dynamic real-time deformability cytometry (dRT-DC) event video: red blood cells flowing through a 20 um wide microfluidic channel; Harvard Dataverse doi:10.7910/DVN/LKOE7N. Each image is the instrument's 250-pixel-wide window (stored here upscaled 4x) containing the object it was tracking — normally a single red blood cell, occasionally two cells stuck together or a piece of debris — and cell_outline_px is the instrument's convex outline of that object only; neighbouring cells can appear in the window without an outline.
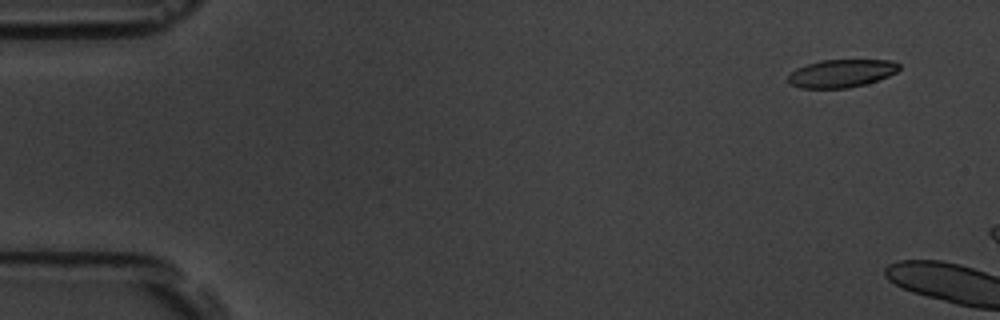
{"species": "common noctule bat (a hibernating species)", "species_latin": "Nyctalus noctula", "temperature_condition": "room temperature", "stored_images_in_passage": 5, "camera_frame_rate_fps": 3000, "um_per_image_px": 0.085, "animal": {"sex": "male", "body_mass_g": 19.5, "forearm_length_mm": 54.6}, "frame": {"image": 1, "passage_image": 1, "time_ms": 0.0, "image_size_px": [1000, 320], "cell_outline_px": [[900, 68], [896, 72], [888, 76], [864, 84], [848, 88], [800, 88], [788, 84], [788, 76], [796, 68], [820, 60], [888, 60], [900, 64]], "centroid_in_image_um": [71.49, 6.24], "position_along_channel_um": 13.5, "area_um2": 17.98}}